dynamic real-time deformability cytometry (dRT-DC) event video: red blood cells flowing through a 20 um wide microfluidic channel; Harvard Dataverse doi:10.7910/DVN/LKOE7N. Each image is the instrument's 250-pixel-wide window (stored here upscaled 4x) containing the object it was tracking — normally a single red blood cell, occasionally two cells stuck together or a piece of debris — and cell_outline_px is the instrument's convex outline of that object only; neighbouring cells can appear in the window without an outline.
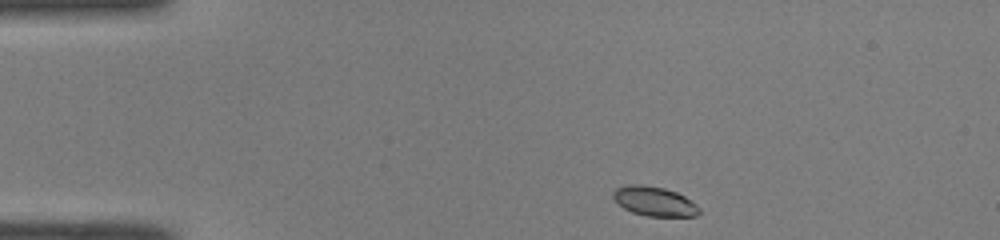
{"species": "common noctule bat (a hibernating species)", "species_latin": "Nyctalus noctula", "temperature_condition": "room temperature", "stored_images_in_passage": 41, "camera_frame_rate_fps": 3000, "um_per_image_px": 0.085, "animal": {"sex": "male", "body_mass_g": 19.0, "forearm_length_mm": 50.8}, "frame": {"image": 1, "passage_image": 1, "time_ms": 0.0, "image_size_px": [1000, 240], "cell_outline_px": [[700, 212], [696, 216], [648, 216], [632, 212], [624, 208], [612, 196], [612, 192], [616, 188], [624, 184], [640, 184], [664, 188], [676, 192], [684, 196], [696, 204], [700, 208]], "centroid_in_image_um": [55.61, 17.1], "position_along_channel_um": 29.4, "area_um2": 14.74}}
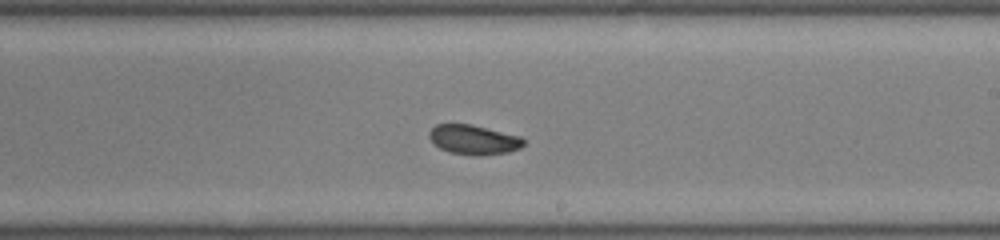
{"frame": {"image": 2, "passage_image": 21, "time_ms": 6.667, "image_size_px": [1000, 240], "cell_outline_px": [[524, 144], [520, 148], [508, 152], [476, 156], [448, 152], [440, 148], [428, 136], [428, 132], [436, 124], [472, 124], [520, 136], [524, 140]], "centroid_in_image_um": [40.26, 11.87], "position_along_channel_um": 248.7, "area_um2": 16.24}}
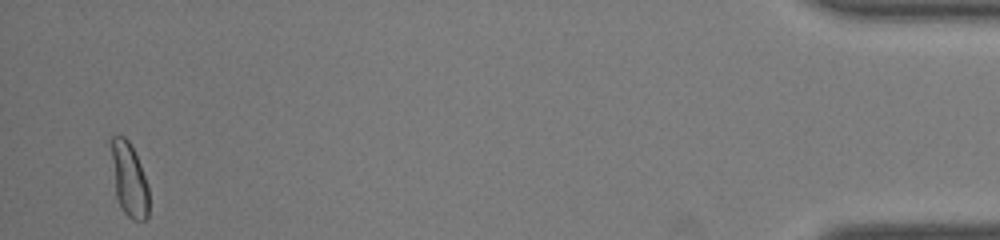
{"frame": {"image": 3, "passage_image": 40, "time_ms": 13.0, "image_size_px": [1000, 240], "cell_outline_px": [[148, 216], [144, 220], [132, 220], [124, 212], [116, 196], [108, 140], [116, 132], [124, 136], [128, 140], [140, 164], [148, 184]], "centroid_in_image_um": [10.93, 15.18], "position_along_channel_um": 424.3, "area_um2": 16.53}, "authors_computed_cell_mechanics": {"area_um2": 16.184, "velocity_mm_per_s": 4.0888, "shape_relaxation_time_tau1_ms": 6.1796, "shape_relaxation_time_tau2_ms": 2.5287, "deformation_change_tau1": 0.1376, "deformation_change_tau2": 0.0629}}